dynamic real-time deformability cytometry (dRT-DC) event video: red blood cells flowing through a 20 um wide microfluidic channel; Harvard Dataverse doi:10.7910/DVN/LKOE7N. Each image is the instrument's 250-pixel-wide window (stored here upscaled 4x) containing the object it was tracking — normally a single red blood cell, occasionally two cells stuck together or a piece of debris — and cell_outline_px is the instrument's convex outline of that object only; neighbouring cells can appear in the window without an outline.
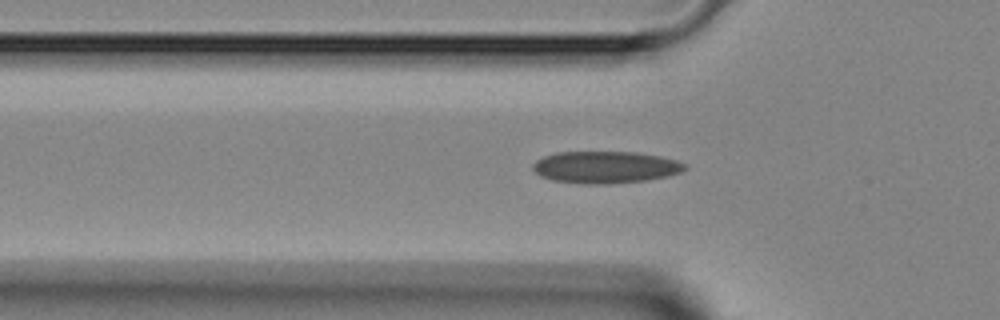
{"species": "Egyptian fruit bat (a non-hibernating species)", "species_latin": "Rousettus aegyptiacus", "temperature_condition": "room temperature", "stored_images_in_passage": 39, "camera_frame_rate_fps": 3000, "um_per_image_px": 0.085, "animal": {"sex": "female"}, "frame": {"image": 1, "passage_image": 13, "time_ms": 4.0, "image_size_px": [1000, 320], "cell_outline_px": [[688, 168], [680, 172], [668, 176], [644, 180], [604, 184], [592, 184], [552, 180], [540, 176], [532, 168], [532, 164], [536, 160], [544, 156], [556, 152], [636, 152], [660, 156], [676, 160], [688, 164]], "centroid_in_image_um": [51.47, 14.2], "position_along_channel_um": 74.3, "area_um2": 28.26}}
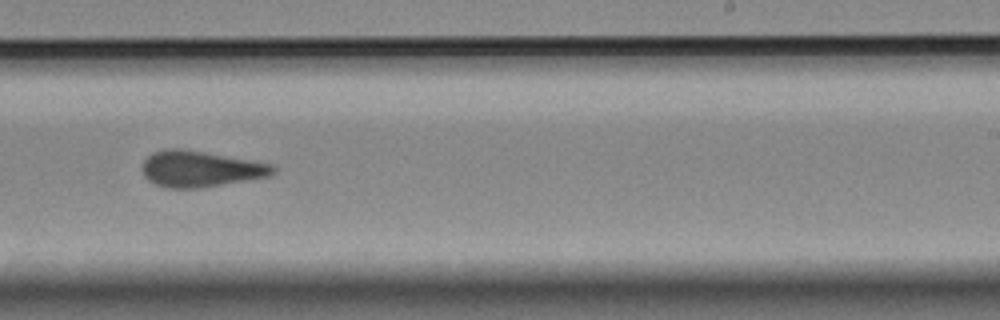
{"frame": {"image": 2, "passage_image": 27, "time_ms": 8.667, "image_size_px": [1000, 320], "cell_outline_px": [[276, 172], [272, 176], [200, 188], [168, 188], [156, 184], [148, 180], [144, 176], [140, 168], [144, 160], [152, 152], [164, 148], [180, 148], [204, 152], [272, 164], [276, 168]], "centroid_in_image_um": [17.01, 14.36], "position_along_channel_um": 272.0, "area_um2": 27.63}}
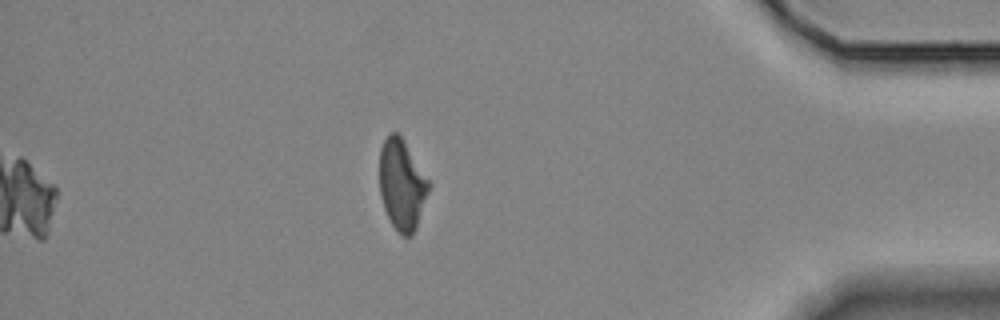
{"frame": {"image": 3, "passage_image": 39, "time_ms": 12.667, "image_size_px": [1000, 320], "cell_outline_px": [[432, 184], [416, 228], [412, 236], [400, 236], [392, 224], [384, 208], [380, 196], [380, 148], [384, 140], [392, 132], [396, 132], [404, 140]], "centroid_in_image_um": [34.18, 15.72], "position_along_channel_um": 401.0, "area_um2": 26.13}}